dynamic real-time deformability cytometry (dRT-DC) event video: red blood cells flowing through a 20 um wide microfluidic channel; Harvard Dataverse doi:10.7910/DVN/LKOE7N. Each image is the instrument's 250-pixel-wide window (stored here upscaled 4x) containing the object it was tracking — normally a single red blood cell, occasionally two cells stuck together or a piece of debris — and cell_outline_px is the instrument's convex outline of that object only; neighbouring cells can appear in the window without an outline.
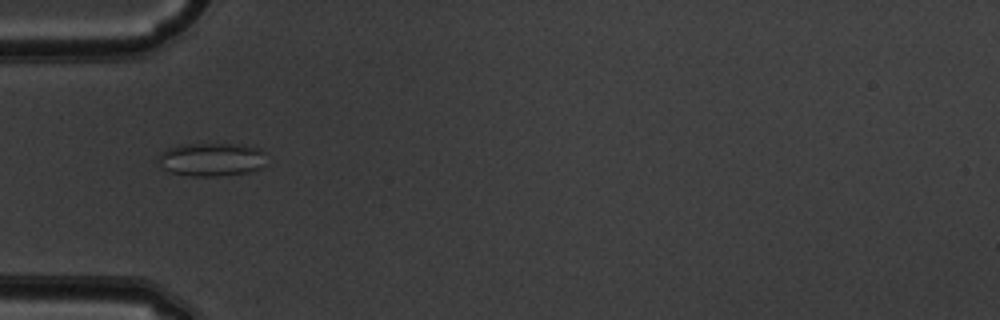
{"species": "common noctule bat (a hibernating species)", "species_latin": "Nyctalus noctula", "temperature_condition": "warm", "stored_images_in_passage": 37, "camera_frame_rate_fps": 3000, "um_per_image_px": 0.085, "animal": {"sex": "male", "body_mass_g": 19.5, "forearm_length_mm": 54.6}, "frame": {"image": 1, "passage_image": 3, "time_ms": 0.667, "image_size_px": [1000, 320], "cell_outline_px": [[264, 164], [260, 168], [248, 172], [216, 176], [192, 176], [172, 172], [164, 168], [156, 160], [160, 152], [176, 144], [224, 140], [244, 144], [260, 148]], "centroid_in_image_um": [17.94, 13.47], "position_along_channel_um": 67.1, "area_um2": 21.96}}
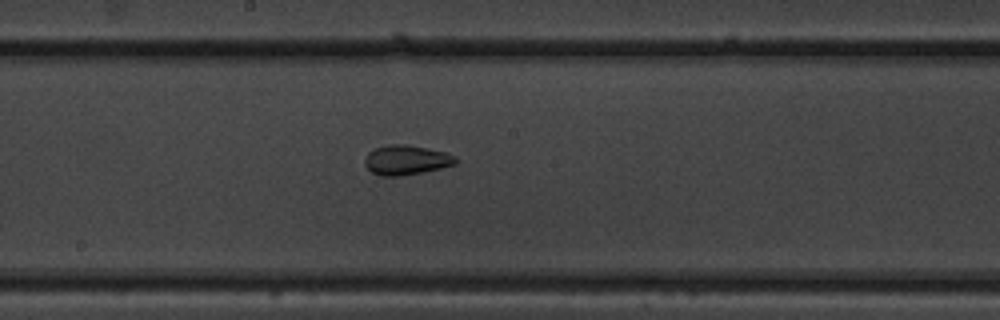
{"frame": {"image": 2, "passage_image": 14, "time_ms": 4.333, "image_size_px": [1000, 320], "cell_outline_px": [[460, 160], [456, 164], [424, 172], [400, 176], [380, 176], [372, 172], [364, 164], [364, 156], [368, 152], [376, 148], [388, 144], [408, 144], [428, 148], [444, 152], [456, 156]], "centroid_in_image_um": [34.54, 13.6], "position_along_channel_um": 213.7, "area_um2": 15.95}}
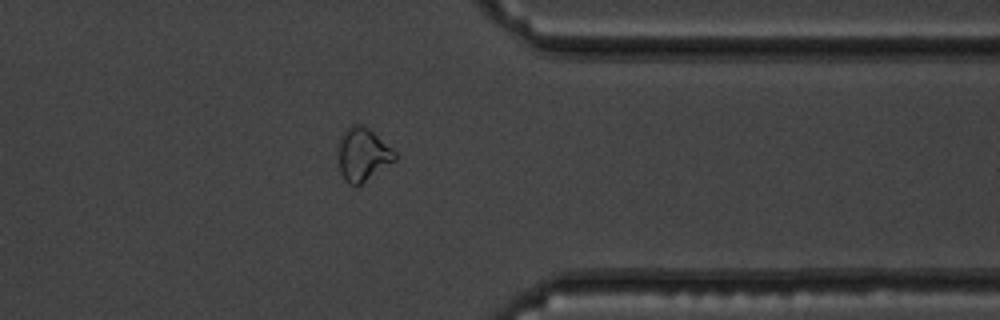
{"frame": {"image": 3, "passage_image": 27, "time_ms": 8.667, "image_size_px": [1000, 320], "cell_outline_px": [[396, 160], [360, 184], [348, 184], [344, 180], [340, 172], [340, 136], [352, 124], [360, 124], [368, 128], [392, 148], [396, 152]], "centroid_in_image_um": [30.85, 13.12], "position_along_channel_um": 380.5, "area_um2": 17.05}, "authors_computed_cell_mechanics": {"area_um2": 16.5886, "velocity_mm_per_s": 4.0147, "shape_relaxation_time_tau1_ms": null, "shape_relaxation_time_tau2_ms": 2.2977, "deformation_change_tau1": null, "deformation_change_tau2": 0.0732}}